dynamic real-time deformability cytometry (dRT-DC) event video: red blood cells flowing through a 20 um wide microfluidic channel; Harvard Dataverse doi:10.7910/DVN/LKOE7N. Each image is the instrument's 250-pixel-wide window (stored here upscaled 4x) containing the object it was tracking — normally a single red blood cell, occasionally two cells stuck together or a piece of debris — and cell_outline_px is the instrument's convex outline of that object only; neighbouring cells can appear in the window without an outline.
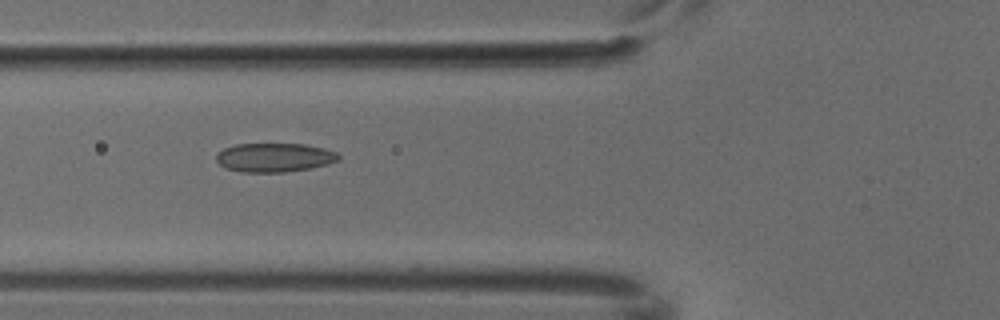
{"species": "common noctule bat (a hibernating species)", "species_latin": "Nyctalus noctula", "temperature_condition": "cold", "stored_images_in_passage": 8, "camera_frame_rate_fps": 3000, "um_per_image_px": 0.085, "animal": {"sex": "male", "body_mass_g": 18.8}, "frame": {"image": 1, "passage_image": 6, "time_ms": 1.667, "image_size_px": [1000, 320], "cell_outline_px": [[340, 160], [328, 164], [308, 168], [284, 172], [240, 172], [224, 168], [216, 160], [216, 152], [224, 148], [236, 144], [304, 144], [324, 148], [336, 152], [340, 156]], "centroid_in_image_um": [23.3, 13.38], "position_along_channel_um": 102.5, "area_um2": 20.69}}
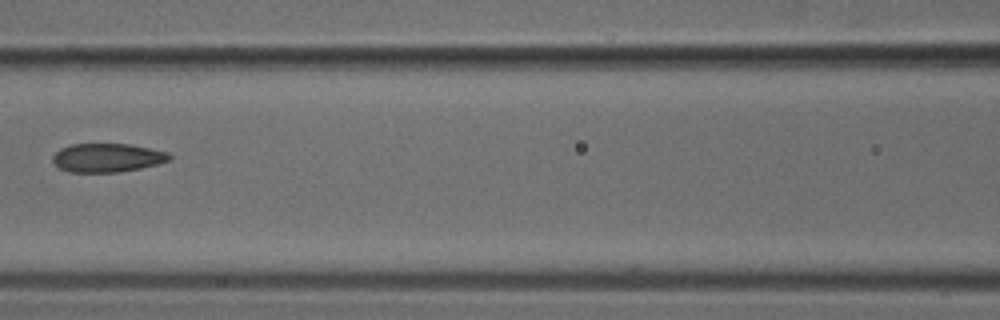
{"frame": {"image": 2, "passage_image": 7, "time_ms": 2.0, "image_size_px": [1000, 320], "cell_outline_px": [[172, 156], [168, 160], [156, 164], [140, 168], [120, 172], [68, 172], [60, 168], [52, 160], [52, 156], [60, 148], [72, 144], [128, 144], [168, 152]], "centroid_in_image_um": [9.09, 13.41], "position_along_channel_um": 157.5, "area_um2": 19.36}}
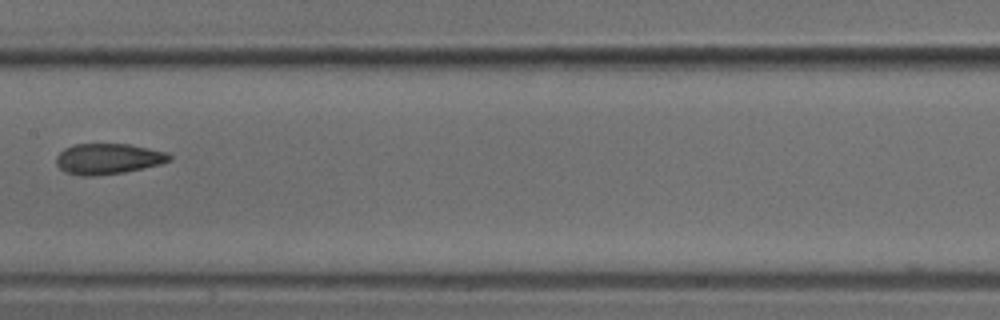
{"frame": {"image": 3, "passage_image": 8, "time_ms": 2.333, "image_size_px": [1000, 320], "cell_outline_px": [[172, 160], [160, 164], [124, 172], [96, 176], [80, 176], [64, 172], [56, 164], [56, 156], [64, 148], [76, 144], [128, 144], [168, 152], [172, 156]], "centroid_in_image_um": [9.18, 13.5], "position_along_channel_um": 198.2, "area_um2": 20.35}}